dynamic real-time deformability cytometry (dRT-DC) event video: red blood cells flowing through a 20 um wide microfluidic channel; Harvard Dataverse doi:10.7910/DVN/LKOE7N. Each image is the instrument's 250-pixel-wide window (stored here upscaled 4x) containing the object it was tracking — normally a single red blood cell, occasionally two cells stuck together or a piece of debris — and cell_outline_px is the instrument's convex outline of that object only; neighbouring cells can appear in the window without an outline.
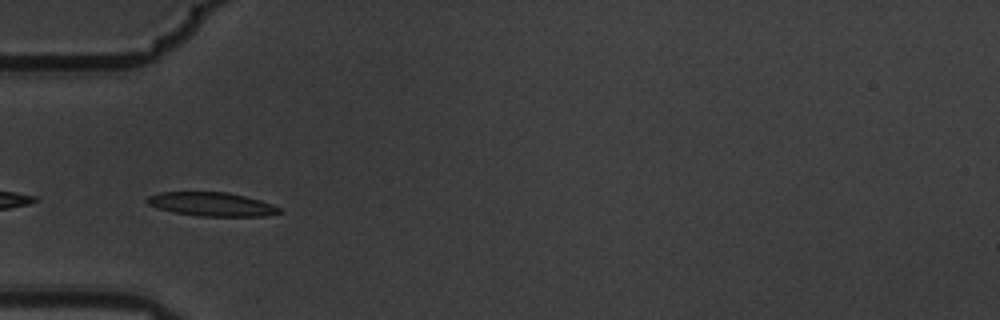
{"species": "common noctule bat (a hibernating species)", "species_latin": "Nyctalus noctula", "temperature_condition": "warm", "stored_images_in_passage": 9, "camera_frame_rate_fps": 3000, "um_per_image_px": 0.085, "animal": {"sex": "male", "body_mass_g": 19.5, "forearm_length_mm": 54.6}, "frame": {"image": 1, "passage_image": 3, "time_ms": 0.667, "image_size_px": [1000, 320], "cell_outline_px": [[284, 212], [264, 216], [200, 216], [176, 212], [156, 208], [148, 204], [144, 200], [148, 196], [160, 192], [228, 192], [260, 200], [272, 204], [280, 208]], "centroid_in_image_um": [17.99, 17.35], "position_along_channel_um": 67.0, "area_um2": 18.32}}
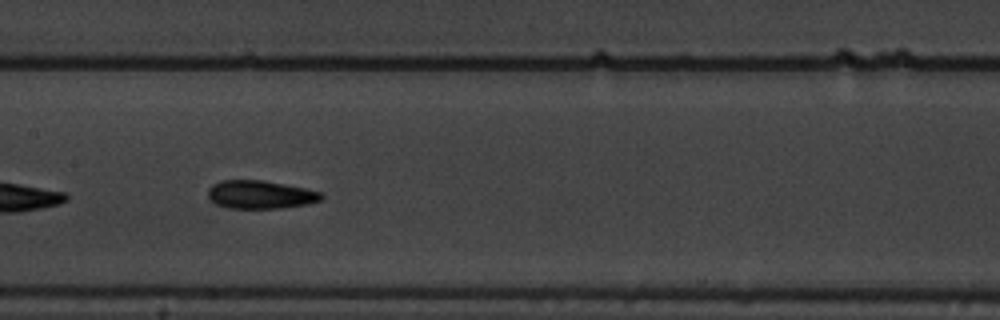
{"frame": {"image": 2, "passage_image": 6, "time_ms": 1.667, "image_size_px": [1000, 320], "cell_outline_px": [[324, 196], [320, 200], [308, 204], [280, 208], [224, 208], [216, 204], [208, 196], [208, 188], [212, 184], [220, 180], [264, 180], [324, 192]], "centroid_in_image_um": [22.13, 16.54], "position_along_channel_um": 185.3, "area_um2": 18.79}}
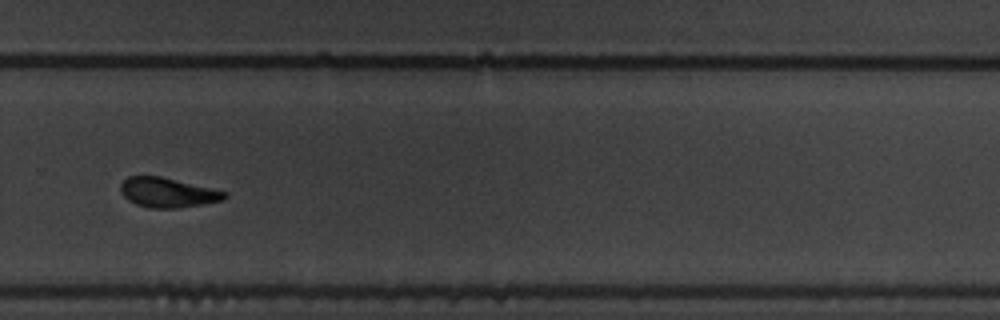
{"frame": {"image": 3, "passage_image": 9, "time_ms": 2.667, "image_size_px": [1000, 320], "cell_outline_px": [[228, 196], [224, 200], [176, 208], [148, 208], [136, 204], [128, 200], [120, 192], [120, 184], [128, 176], [160, 176], [212, 188], [228, 192]], "centroid_in_image_um": [14.24, 16.36], "position_along_channel_um": 315.6, "area_um2": 17.98}}